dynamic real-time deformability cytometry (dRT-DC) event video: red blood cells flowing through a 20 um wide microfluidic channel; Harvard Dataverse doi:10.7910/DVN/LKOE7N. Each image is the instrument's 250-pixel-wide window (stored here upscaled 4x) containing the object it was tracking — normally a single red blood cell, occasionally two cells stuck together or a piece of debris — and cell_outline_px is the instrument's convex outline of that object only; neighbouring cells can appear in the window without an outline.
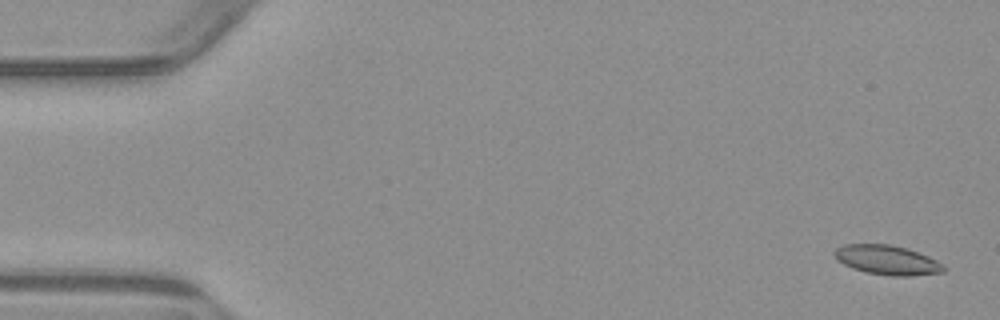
{"species": "common noctule bat (a hibernating species)", "species_latin": "Nyctalus noctula", "temperature_condition": "warm", "stored_images_in_passage": 4, "camera_frame_rate_fps": 3000, "um_per_image_px": 0.085, "animal": {"sex": "male", "body_mass_g": 23.1, "forearm_length_mm": 52.7}, "frame": {"image": 1, "passage_image": 1, "time_ms": 0.0, "image_size_px": [1000, 320], "cell_outline_px": [[944, 272], [912, 276], [892, 276], [868, 272], [852, 268], [836, 260], [832, 252], [836, 248], [844, 244], [888, 244], [908, 248], [928, 256], [944, 264]], "centroid_in_image_um": [75.4, 22.09], "position_along_channel_um": 9.6, "area_um2": 18.84}}
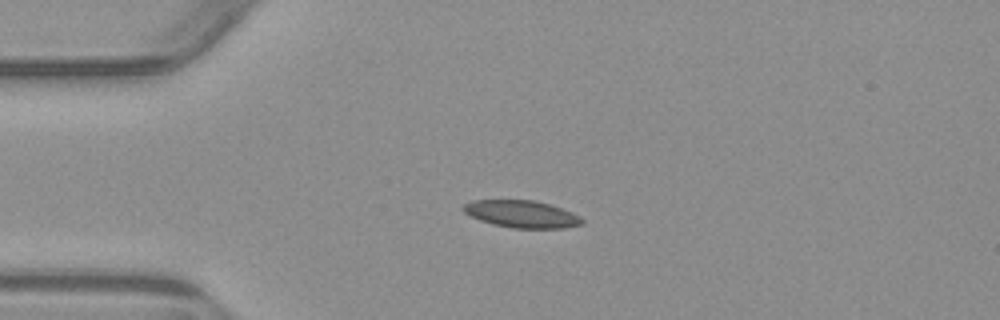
{"frame": {"image": 2, "passage_image": 4, "time_ms": 3.667, "image_size_px": [1000, 320], "cell_outline_px": [[584, 224], [564, 228], [512, 228], [492, 224], [480, 220], [464, 212], [460, 208], [464, 204], [472, 200], [532, 200], [548, 204], [572, 212], [580, 216], [584, 220]], "centroid_in_image_um": [44.34, 18.2], "position_along_channel_um": 40.7, "area_um2": 18.84}}